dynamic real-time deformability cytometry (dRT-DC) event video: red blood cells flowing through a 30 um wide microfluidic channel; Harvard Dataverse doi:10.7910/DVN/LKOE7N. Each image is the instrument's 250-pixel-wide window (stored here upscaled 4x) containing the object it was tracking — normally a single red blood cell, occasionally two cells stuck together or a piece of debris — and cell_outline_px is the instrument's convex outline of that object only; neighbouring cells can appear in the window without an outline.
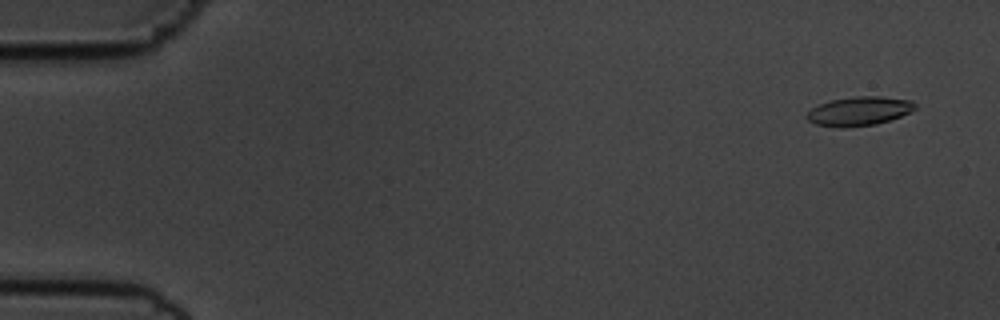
{"species": "common noctule bat (a hibernating species)", "species_latin": "Nyctalus noctula", "temperature_condition": "cold", "stored_images_in_passage": 57, "camera_frame_rate_fps": 3000, "um_per_image_px": 0.085, "animal": {"sex": "male", "body_mass_g": 19.5, "forearm_length_mm": 54.6}, "frame": {"image": 1, "passage_image": 4, "time_ms": 1.0, "image_size_px": [1000, 320], "cell_outline_px": [[916, 108], [900, 116], [876, 124], [840, 128], [816, 124], [808, 120], [804, 116], [812, 108], [820, 104], [832, 100], [856, 96], [880, 96], [912, 100], [916, 104]], "centroid_in_image_um": [73.01, 9.44], "position_along_channel_um": 12.0, "area_um2": 18.15}}
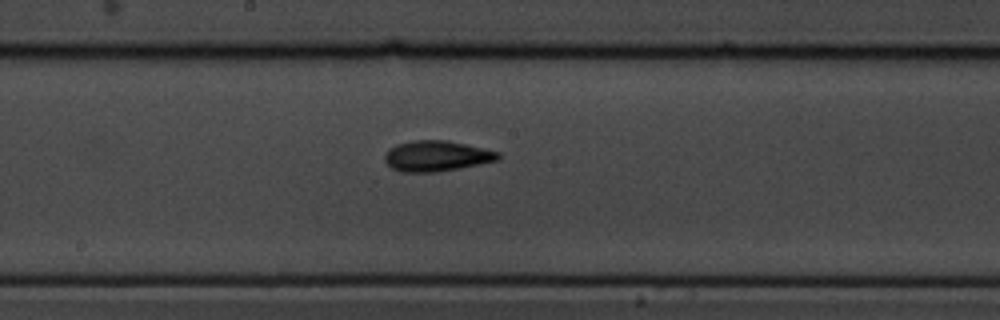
{"frame": {"image": 2, "passage_image": 31, "time_ms": 10.0, "image_size_px": [1000, 320], "cell_outline_px": [[500, 160], [436, 172], [400, 172], [392, 168], [384, 160], [384, 156], [388, 148], [396, 144], [412, 140], [444, 140], [464, 144], [500, 152]], "centroid_in_image_um": [37.07, 13.26], "position_along_channel_um": 211.1, "area_um2": 20.17}}
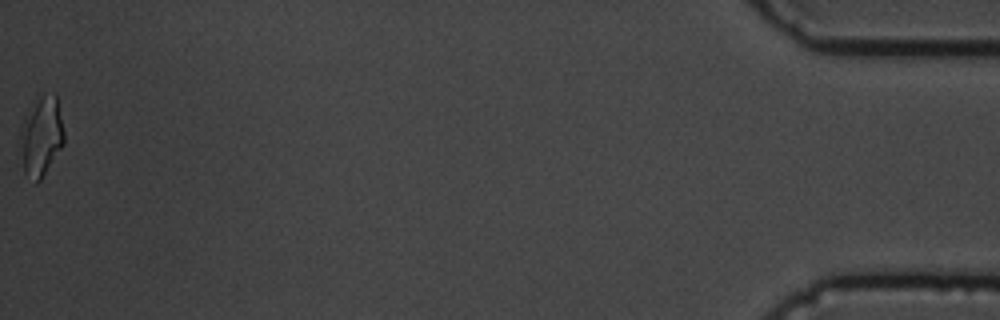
{"frame": {"image": 3, "passage_image": 57, "time_ms": 18.667, "image_size_px": [1000, 320], "cell_outline_px": [[64, 144], [40, 180], [36, 184], [24, 172], [20, 136], [20, 128], [24, 116], [40, 96], [56, 96], [64, 132]], "centroid_in_image_um": [3.5, 11.63], "position_along_channel_um": 431.7, "area_um2": 19.77}, "authors_computed_cell_mechanics": {"area_um2": 18.496, "velocity_mm_per_s": 3.6267, "shape_relaxation_time_tau1_ms": 3.9141, "shape_relaxation_time_tau2_ms": 3.423, "deformation_change_tau1": 0.1261, "deformation_change_tau2": 0.1131}}